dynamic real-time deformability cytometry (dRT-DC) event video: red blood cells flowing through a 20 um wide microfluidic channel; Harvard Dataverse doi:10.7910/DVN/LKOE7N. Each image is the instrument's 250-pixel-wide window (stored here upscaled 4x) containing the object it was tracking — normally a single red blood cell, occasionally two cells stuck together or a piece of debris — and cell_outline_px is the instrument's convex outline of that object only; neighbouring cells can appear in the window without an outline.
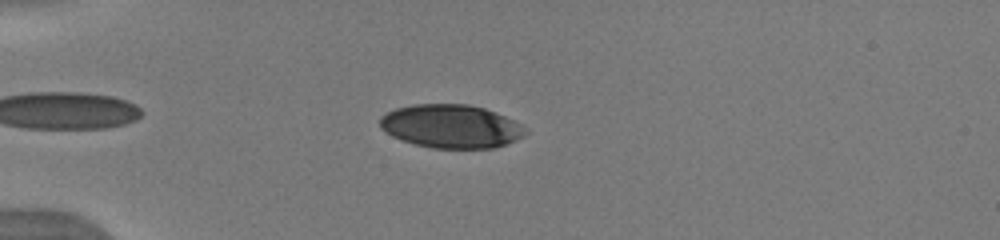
{"species": "human", "species_latin": "Homo sapiens", "temperature_condition": "warm", "stored_images_in_passage": 39, "camera_frame_rate_fps": 3000, "um_per_image_px": 0.085, "donor": {"sex": "male"}, "frame": {"image": 1, "passage_image": 6, "time_ms": 1.667, "image_size_px": [1000, 240], "cell_outline_px": [[528, 132], [524, 136], [496, 148], [432, 148], [416, 144], [392, 136], [380, 128], [380, 116], [396, 108], [416, 104], [468, 104], [484, 108], [496, 112], [528, 128]], "centroid_in_image_um": [38.36, 10.73], "position_along_channel_um": 46.6, "area_um2": 36.76}}
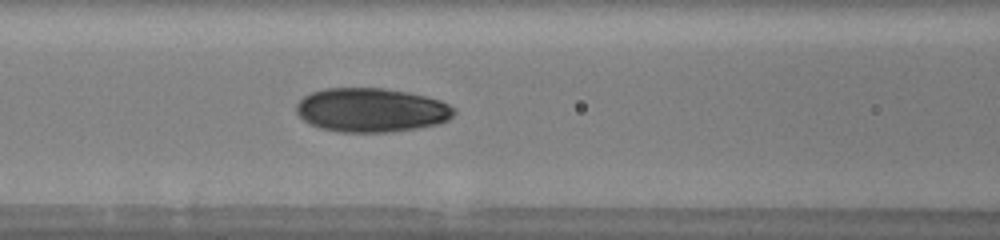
{"frame": {"image": 2, "passage_image": 15, "time_ms": 4.667, "image_size_px": [1000, 240], "cell_outline_px": [[456, 112], [448, 120], [436, 124], [416, 128], [388, 132], [340, 132], [320, 128], [304, 120], [296, 112], [296, 104], [304, 96], [312, 92], [324, 88], [384, 88], [408, 92], [440, 100], [456, 108]], "centroid_in_image_um": [31.56, 9.35], "position_along_channel_um": 135.0, "area_um2": 40.4}}
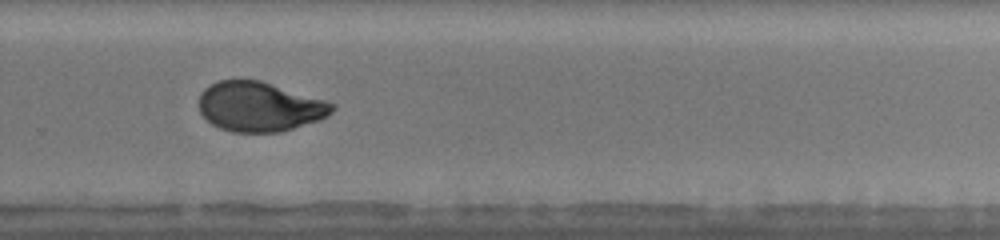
{"frame": {"image": 3, "passage_image": 28, "time_ms": 9.0, "image_size_px": [1000, 240], "cell_outline_px": [[336, 108], [328, 116], [320, 120], [280, 132], [232, 132], [220, 128], [212, 124], [200, 112], [200, 92], [208, 84], [220, 80], [260, 80], [324, 100], [336, 104]], "centroid_in_image_um": [22.06, 9.07], "position_along_channel_um": 307.7, "area_um2": 38.49}, "authors_computed_cell_mechanics": {"area_um2": 39.304, "velocity_mm_per_s": 4.0036, "shape_relaxation_time_tau1_ms": 4.8947, "shape_relaxation_time_tau2_ms": 1.2378, "deformation_change_tau1": 0.1754, "deformation_change_tau2": 0.0551}}